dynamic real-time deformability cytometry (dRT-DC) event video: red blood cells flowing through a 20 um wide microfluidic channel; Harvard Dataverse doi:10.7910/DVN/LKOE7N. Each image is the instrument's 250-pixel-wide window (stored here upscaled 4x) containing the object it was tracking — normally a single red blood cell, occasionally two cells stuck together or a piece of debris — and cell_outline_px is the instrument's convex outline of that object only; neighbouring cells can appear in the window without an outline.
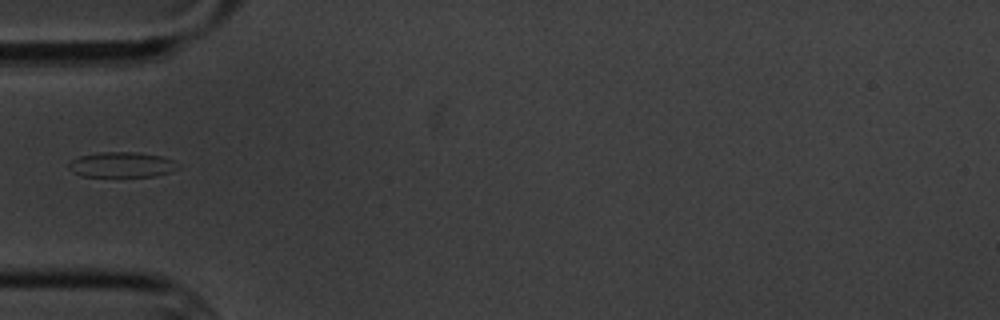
{"species": "common noctule bat (a hibernating species)", "species_latin": "Nyctalus noctula", "temperature_condition": "cold", "stored_images_in_passage": 5, "camera_frame_rate_fps": 3000, "um_per_image_px": 0.085, "animal": {"sex": "male", "body_mass_g": 20.1, "forearm_length_mm": 53.5}, "frame": {"image": 1, "passage_image": 2, "time_ms": 1.333, "image_size_px": [1000, 320], "cell_outline_px": [[180, 168], [172, 172], [156, 176], [80, 176], [72, 172], [68, 168], [68, 164], [72, 160], [80, 156], [100, 152], [140, 152], [160, 156], [172, 160], [180, 164]], "centroid_in_image_um": [10.38, 14.0], "position_along_channel_um": 74.6, "area_um2": 16.24}}
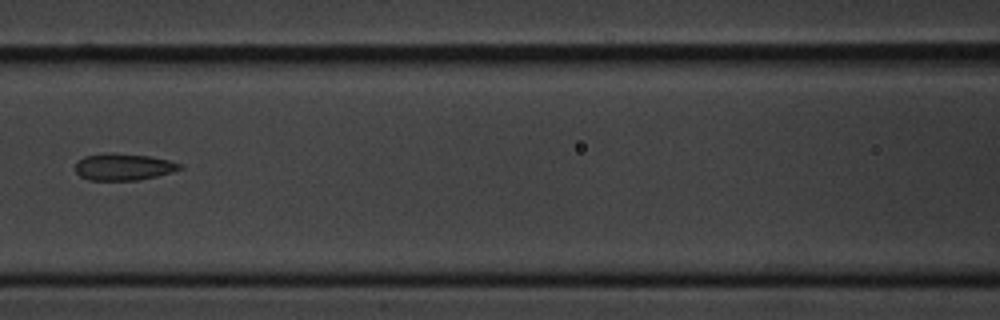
{"frame": {"image": 2, "passage_image": 4, "time_ms": 3.667, "image_size_px": [1000, 320], "cell_outline_px": [[184, 168], [172, 172], [140, 180], [88, 180], [80, 176], [76, 172], [76, 164], [84, 156], [104, 152], [112, 152], [148, 156], [168, 160], [180, 164]], "centroid_in_image_um": [10.48, 14.18], "position_along_channel_um": 156.1, "area_um2": 16.36}}
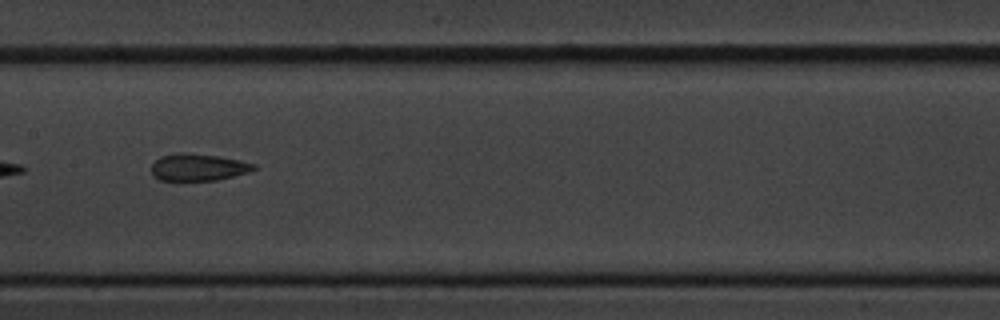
{"frame": {"image": 3, "passage_image": 5, "time_ms": 4.667, "image_size_px": [1000, 320], "cell_outline_px": [[256, 168], [248, 172], [216, 180], [160, 180], [152, 172], [152, 164], [160, 156], [180, 152], [184, 152], [220, 156], [240, 160], [256, 164]], "centroid_in_image_um": [16.86, 14.2], "position_along_channel_um": 190.5, "area_um2": 16.01}}